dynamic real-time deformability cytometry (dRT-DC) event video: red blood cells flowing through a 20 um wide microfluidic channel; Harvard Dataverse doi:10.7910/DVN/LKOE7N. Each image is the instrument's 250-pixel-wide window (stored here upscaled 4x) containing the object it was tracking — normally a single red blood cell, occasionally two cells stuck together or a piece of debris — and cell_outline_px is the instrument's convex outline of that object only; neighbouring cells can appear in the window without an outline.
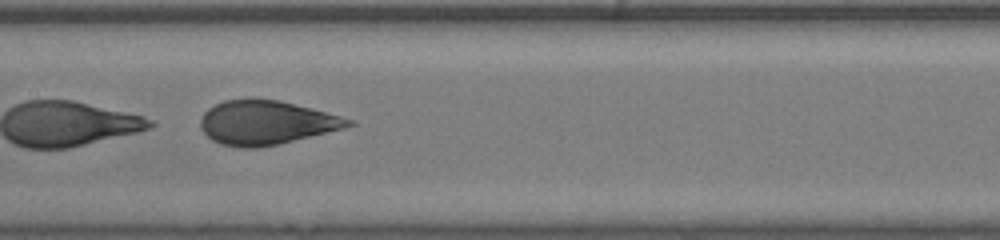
{"species": "human", "species_latin": "Homo sapiens", "temperature_condition": "room temperature", "stored_images_in_passage": 43, "camera_frame_rate_fps": 3000, "um_per_image_px": 0.085, "donor": {"sex": "male"}, "frame": {"image": 1, "passage_image": 35, "time_ms": 11.333, "image_size_px": [1000, 240], "cell_outline_px": [[356, 124], [344, 128], [280, 144], [260, 148], [240, 148], [220, 144], [212, 140], [200, 128], [200, 120], [204, 112], [208, 108], [224, 100], [256, 96], [280, 100], [356, 120]], "centroid_in_image_um": [22.61, 10.4], "position_along_channel_um": 184.8, "area_um2": 38.61}}